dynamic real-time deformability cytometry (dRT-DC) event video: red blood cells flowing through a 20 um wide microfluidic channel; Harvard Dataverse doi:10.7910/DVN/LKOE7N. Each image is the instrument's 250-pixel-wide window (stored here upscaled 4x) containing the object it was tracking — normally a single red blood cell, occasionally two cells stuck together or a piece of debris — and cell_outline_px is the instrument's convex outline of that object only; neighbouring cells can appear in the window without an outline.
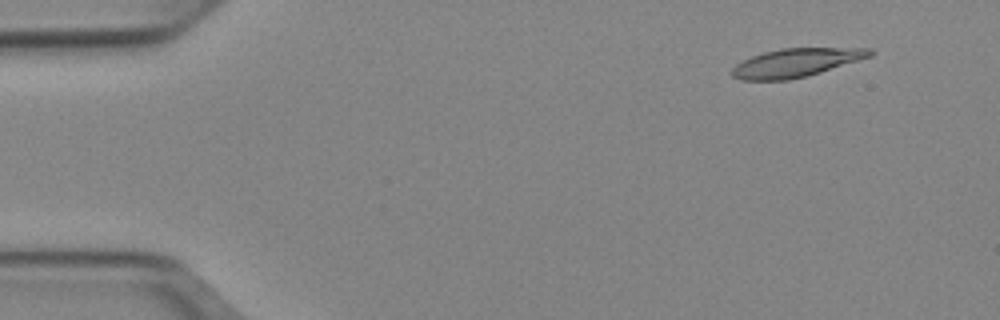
{"species": "Egyptian fruit bat (a non-hibernating species)", "species_latin": "Rousettus aegyptiacus", "temperature_condition": "cold", "stored_images_in_passage": 51, "camera_frame_rate_fps": 3000, "um_per_image_px": 0.085, "animal": {"sex": "female"}, "frame": {"image": 1, "passage_image": 5, "time_ms": 1.333, "image_size_px": [1000, 320], "cell_outline_px": [[876, 52], [872, 56], [808, 76], [788, 80], [740, 80], [732, 76], [728, 72], [736, 64], [752, 56], [764, 52], [780, 48], [872, 48]], "centroid_in_image_um": [67.66, 5.33], "position_along_channel_um": 17.3, "area_um2": 23.06}}
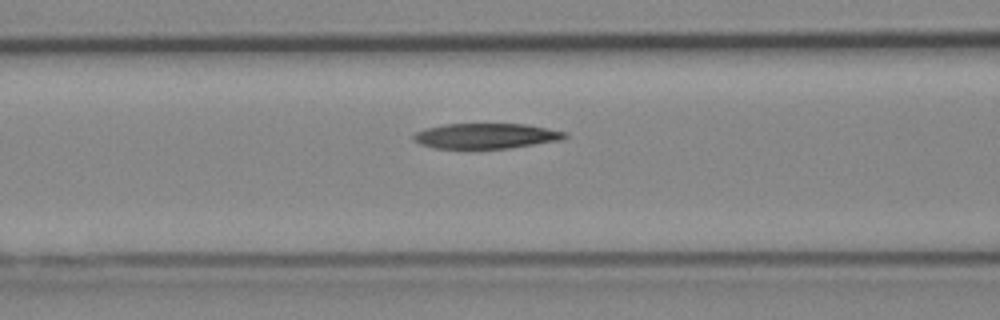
{"frame": {"image": 2, "passage_image": 21, "time_ms": 6.667, "image_size_px": [1000, 320], "cell_outline_px": [[568, 136], [564, 140], [512, 148], [432, 148], [420, 144], [412, 140], [412, 136], [416, 132], [424, 128], [444, 124], [524, 124], [568, 132]], "centroid_in_image_um": [41.32, 11.56], "position_along_channel_um": 125.3, "area_um2": 22.54}}
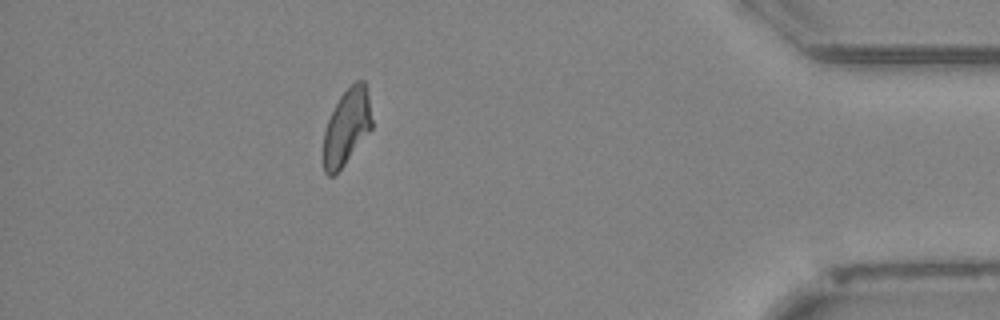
{"frame": {"image": 3, "passage_image": 46, "time_ms": 15.0, "image_size_px": [1000, 320], "cell_outline_px": [[372, 128], [344, 164], [332, 176], [328, 176], [324, 172], [324, 132], [328, 120], [340, 96], [356, 80], [364, 80], [368, 96], [372, 120]], "centroid_in_image_um": [29.47, 10.78], "position_along_channel_um": 405.7, "area_um2": 20.92}, "authors_computed_cell_mechanics": {"area_um2": 23.0622, "velocity_mm_per_s": 3.9327, "shape_relaxation_time_tau1_ms": 6.264, "shape_relaxation_time_tau2_ms": 3.9992, "deformation_change_tau1": 0.2, "deformation_change_tau2": 0.1228}}